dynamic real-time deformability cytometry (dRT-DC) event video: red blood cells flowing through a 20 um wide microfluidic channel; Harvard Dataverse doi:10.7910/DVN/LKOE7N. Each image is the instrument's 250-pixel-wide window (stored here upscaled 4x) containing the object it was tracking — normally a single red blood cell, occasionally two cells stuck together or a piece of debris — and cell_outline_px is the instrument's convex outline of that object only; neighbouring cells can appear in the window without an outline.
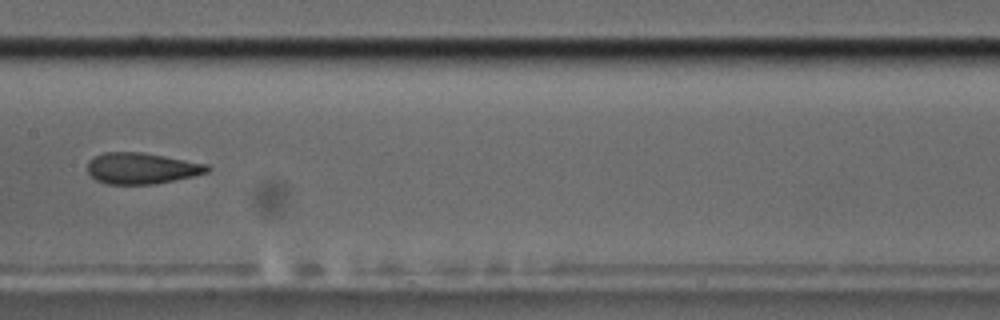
{"species": "common noctule bat (a hibernating species)", "species_latin": "Nyctalus noctula", "temperature_condition": "cold", "stored_images_in_passage": 8, "camera_frame_rate_fps": 3000, "um_per_image_px": 0.085, "animal": {"sex": "male", "body_mass_g": 17.5, "forearm_length_mm": 52.3}, "frame": {"image": 1, "passage_image": 6, "time_ms": 5.667, "image_size_px": [1000, 320], "cell_outline_px": [[212, 168], [208, 172], [192, 176], [156, 184], [108, 184], [96, 180], [88, 172], [88, 160], [104, 152], [140, 152], [164, 156], [208, 164]], "centroid_in_image_um": [12.05, 14.31], "position_along_channel_um": 195.4, "area_um2": 21.68}}
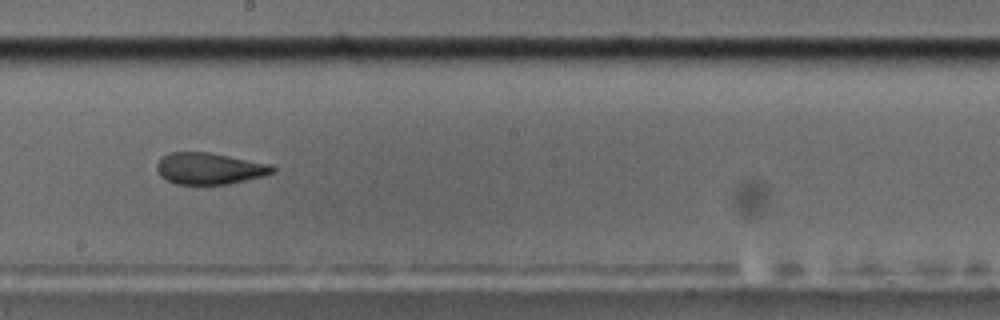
{"frame": {"image": 2, "passage_image": 7, "time_ms": 6.667, "image_size_px": [1000, 320], "cell_outline_px": [[276, 172], [264, 176], [228, 184], [176, 184], [160, 176], [156, 168], [156, 164], [168, 152], [208, 152], [272, 164], [276, 168]], "centroid_in_image_um": [17.84, 14.32], "position_along_channel_um": 230.4, "area_um2": 21.33}}
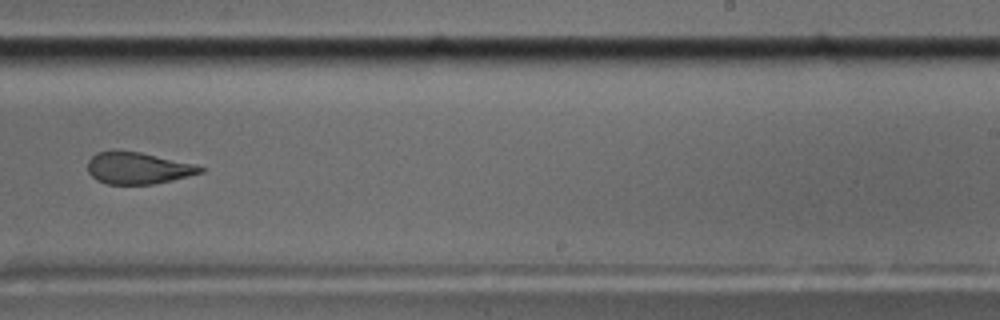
{"frame": {"image": 3, "passage_image": 8, "time_ms": 8.0, "image_size_px": [1000, 320], "cell_outline_px": [[204, 172], [172, 180], [152, 184], [108, 184], [96, 180], [88, 172], [88, 160], [96, 152], [140, 152], [196, 164], [204, 168]], "centroid_in_image_um": [11.74, 14.3], "position_along_channel_um": 277.3, "area_um2": 20.58}}